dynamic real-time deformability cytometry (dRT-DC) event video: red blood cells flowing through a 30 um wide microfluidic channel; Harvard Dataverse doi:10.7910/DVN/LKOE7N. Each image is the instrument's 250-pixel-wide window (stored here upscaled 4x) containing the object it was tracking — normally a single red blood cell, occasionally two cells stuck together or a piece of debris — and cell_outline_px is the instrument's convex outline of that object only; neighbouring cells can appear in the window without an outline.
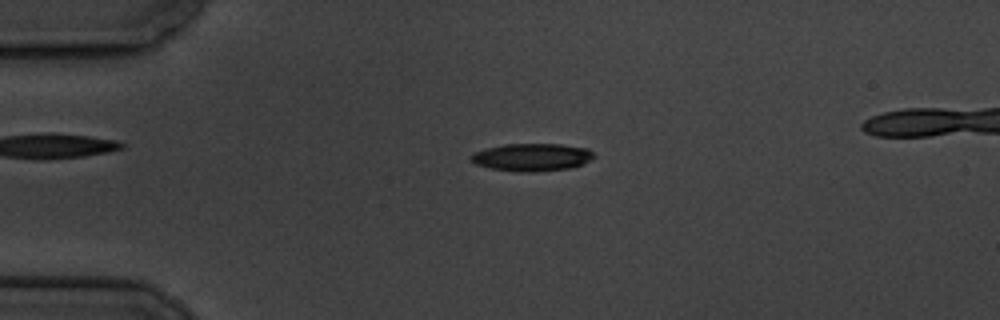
{"species": "common noctule bat (a hibernating species)", "species_latin": "Nyctalus noctula", "temperature_condition": "cold", "stored_images_in_passage": 56, "camera_frame_rate_fps": 3000, "um_per_image_px": 0.085, "animal": {"sex": "male", "body_mass_g": 19.5, "forearm_length_mm": 54.6}, "frame": {"image": 1, "passage_image": 13, "time_ms": 4.0, "image_size_px": [1000, 320], "cell_outline_px": [[596, 156], [584, 164], [572, 168], [532, 172], [516, 172], [488, 168], [476, 164], [468, 156], [472, 152], [504, 144], [560, 144], [588, 148]], "centroid_in_image_um": [45.21, 13.37], "position_along_channel_um": 39.8, "area_um2": 20.06}}
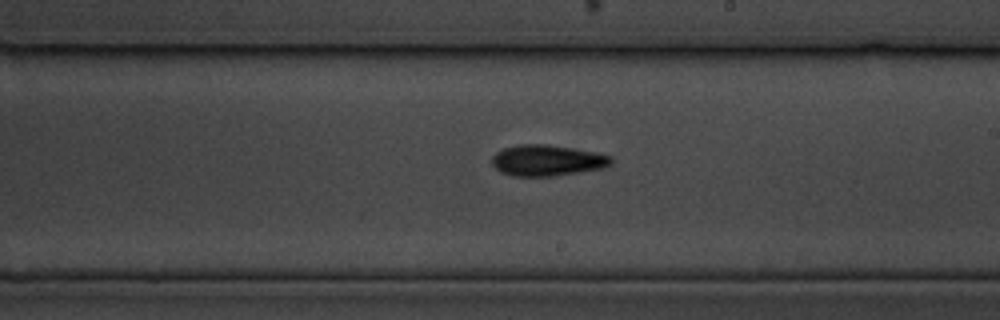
{"frame": {"image": 2, "passage_image": 33, "time_ms": 10.667, "image_size_px": [1000, 320], "cell_outline_px": [[612, 164], [604, 168], [556, 176], [512, 176], [500, 172], [492, 164], [492, 156], [496, 152], [504, 148], [520, 144], [544, 144], [596, 152], [612, 156]], "centroid_in_image_um": [46.51, 13.64], "position_along_channel_um": 242.5, "area_um2": 21.62}}
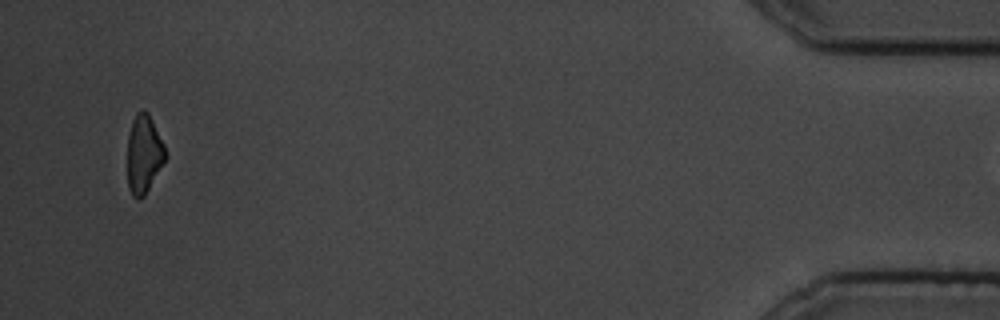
{"frame": {"image": 3, "passage_image": 55, "time_ms": 18.0, "image_size_px": [1000, 320], "cell_outline_px": [[168, 156], [144, 196], [140, 200], [132, 196], [128, 188], [128, 136], [132, 120], [136, 112], [144, 108], [148, 112], [164, 144]], "centroid_in_image_um": [12.23, 13.09], "position_along_channel_um": 423.0, "area_um2": 17.51}}